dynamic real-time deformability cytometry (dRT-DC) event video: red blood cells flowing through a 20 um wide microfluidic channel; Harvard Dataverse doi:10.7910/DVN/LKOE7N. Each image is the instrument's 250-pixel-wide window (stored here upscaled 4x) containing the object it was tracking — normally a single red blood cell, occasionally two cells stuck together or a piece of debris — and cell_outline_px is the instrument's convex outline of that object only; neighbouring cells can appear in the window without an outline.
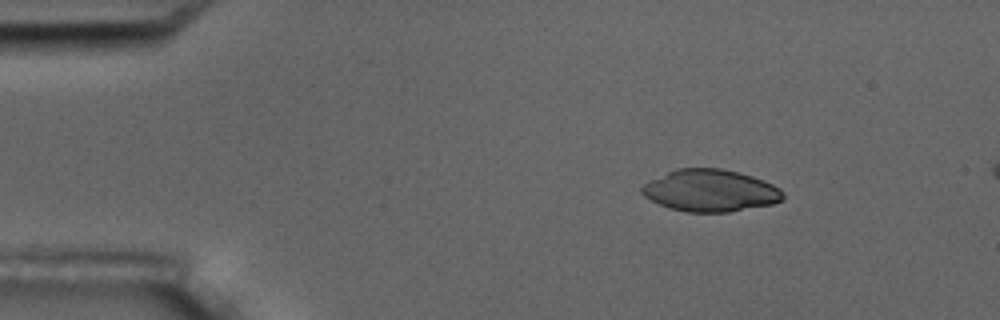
{"species": "common noctule bat (a hibernating species)", "species_latin": "Nyctalus noctula", "temperature_condition": "room temperature", "stored_images_in_passage": 3, "camera_frame_rate_fps": 3000, "um_per_image_px": 0.085, "animal": {"sex": "male", "body_mass_g": 17.5, "forearm_length_mm": 52.3}, "frame": {"image": 1, "passage_image": 1, "time_ms": 0.0, "image_size_px": [1000, 320], "cell_outline_px": [[784, 200], [772, 204], [728, 212], [688, 212], [668, 208], [644, 196], [640, 192], [640, 188], [644, 184], [676, 168], [720, 168], [752, 176], [772, 184], [780, 188], [784, 192]], "centroid_in_image_um": [60.39, 16.21], "position_along_channel_um": 24.6, "area_um2": 34.39}}